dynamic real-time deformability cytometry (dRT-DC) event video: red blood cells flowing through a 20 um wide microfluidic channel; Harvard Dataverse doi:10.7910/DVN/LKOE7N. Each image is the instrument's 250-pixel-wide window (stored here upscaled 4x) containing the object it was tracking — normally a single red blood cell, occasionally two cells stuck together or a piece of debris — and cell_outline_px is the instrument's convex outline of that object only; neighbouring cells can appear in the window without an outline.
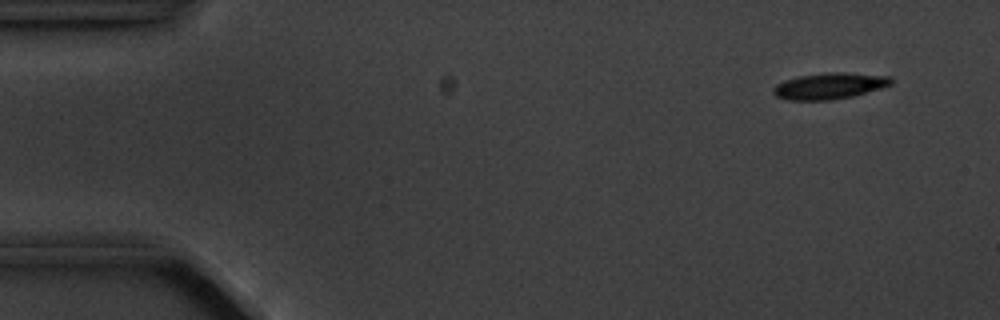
{"species": "common noctule bat (a hibernating species)", "species_latin": "Nyctalus noctula", "temperature_condition": "cold", "stored_images_in_passage": 4, "camera_frame_rate_fps": 3000, "um_per_image_px": 0.085, "animal": {"sex": "male", "body_mass_g": 20.1, "forearm_length_mm": 53.5}, "frame": {"image": 1, "passage_image": 1, "time_ms": 0.0, "image_size_px": [1000, 320], "cell_outline_px": [[892, 84], [880, 88], [852, 96], [828, 100], [788, 100], [776, 96], [772, 92], [772, 88], [776, 84], [784, 80], [800, 76], [828, 72], [840, 72], [892, 76]], "centroid_in_image_um": [70.48, 7.3], "position_along_channel_um": 14.5, "area_um2": 17.92}}